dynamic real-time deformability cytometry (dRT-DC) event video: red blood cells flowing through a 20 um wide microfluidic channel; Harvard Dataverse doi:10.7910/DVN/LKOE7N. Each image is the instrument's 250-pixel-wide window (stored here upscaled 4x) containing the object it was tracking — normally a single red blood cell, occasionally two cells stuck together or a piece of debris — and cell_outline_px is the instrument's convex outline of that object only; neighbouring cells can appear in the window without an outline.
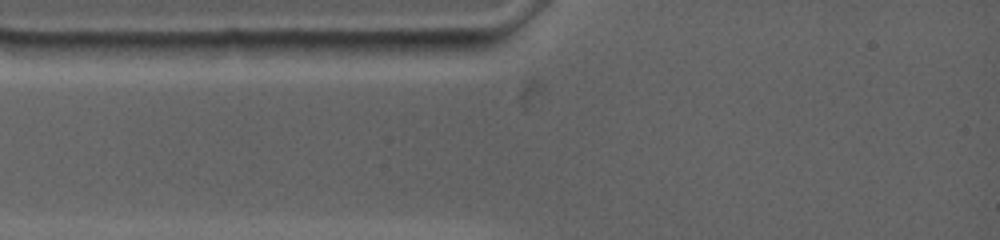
{"species": "common noctule bat (a hibernating species)", "species_latin": "Nyctalus noctula", "temperature_condition": "warm", "stored_images_in_passage": 3, "camera_frame_rate_fps": 4500, "um_per_image_px": 0.085, "animal": {"sex": "female", "body_mass_g": 19.0, "forearm_length_mm": 53.3}, "frame": {"image": 1, "passage_image": 1, "time_ms": 0.0, "image_size_px": [1000, 240], "cell_outline_px": [[488, 40], [484, 48], [464, 56], [412, 56], [372, 52], [364, 44], [364, 40]], "centroid_in_image_um": [36.21, 4.02], "position_along_channel_um": 48.8, "area_um2": 12.37}}